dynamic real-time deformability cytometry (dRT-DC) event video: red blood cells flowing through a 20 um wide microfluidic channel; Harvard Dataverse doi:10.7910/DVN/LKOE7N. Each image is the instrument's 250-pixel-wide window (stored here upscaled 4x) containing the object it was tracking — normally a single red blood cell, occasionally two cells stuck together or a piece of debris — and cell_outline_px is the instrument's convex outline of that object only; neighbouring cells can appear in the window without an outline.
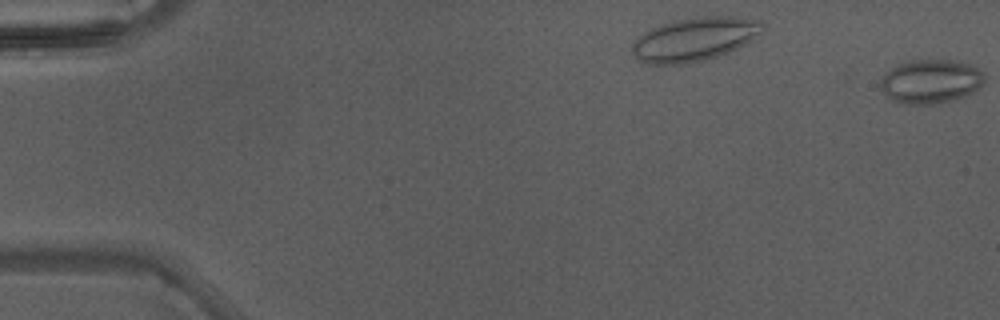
{"species": "Egyptian fruit bat (a non-hibernating species)", "species_latin": "Rousettus aegyptiacus", "temperature_condition": "warm", "stored_images_in_passage": 2, "camera_frame_rate_fps": 3000, "um_per_image_px": 0.085, "animal": {"sex": "male"}, "frame": {"image": 1, "passage_image": 2, "time_ms": 0.333, "image_size_px": [1000, 320], "cell_outline_px": [[984, 84], [976, 92], [952, 100], [936, 104], [900, 104], [888, 100], [880, 88], [880, 76], [892, 68], [900, 64], [912, 60], [948, 60], [968, 64], [976, 68], [984, 76]], "centroid_in_image_um": [79.06, 6.95], "position_along_channel_um": 5.9, "area_um2": 26.88}}